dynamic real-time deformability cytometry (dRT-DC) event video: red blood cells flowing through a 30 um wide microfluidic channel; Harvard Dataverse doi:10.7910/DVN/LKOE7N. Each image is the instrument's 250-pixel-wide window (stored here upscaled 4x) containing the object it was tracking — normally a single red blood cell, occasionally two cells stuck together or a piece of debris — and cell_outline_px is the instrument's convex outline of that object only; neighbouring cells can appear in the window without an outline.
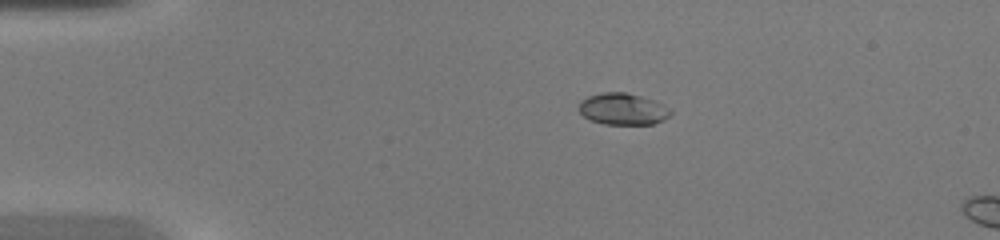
{"species": "common noctule bat (a hibernating species)", "species_latin": "Nyctalus noctula", "temperature_condition": "warm", "stored_images_in_passage": 5, "camera_frame_rate_fps": 3000, "um_per_image_px": 0.085, "animal": {"sex": "female", "body_mass_g": 20.0, "forearm_length_mm": 54.0}, "frame": {"image": 1, "passage_image": 1, "time_ms": 0.0, "image_size_px": [1000, 240], "cell_outline_px": [[672, 116], [664, 120], [652, 124], [604, 124], [588, 120], [580, 112], [580, 100], [588, 96], [604, 92], [624, 92], [640, 96], [652, 100], [660, 104], [672, 112]], "centroid_in_image_um": [52.92, 9.28], "position_along_channel_um": 32.1, "area_um2": 16.76}}